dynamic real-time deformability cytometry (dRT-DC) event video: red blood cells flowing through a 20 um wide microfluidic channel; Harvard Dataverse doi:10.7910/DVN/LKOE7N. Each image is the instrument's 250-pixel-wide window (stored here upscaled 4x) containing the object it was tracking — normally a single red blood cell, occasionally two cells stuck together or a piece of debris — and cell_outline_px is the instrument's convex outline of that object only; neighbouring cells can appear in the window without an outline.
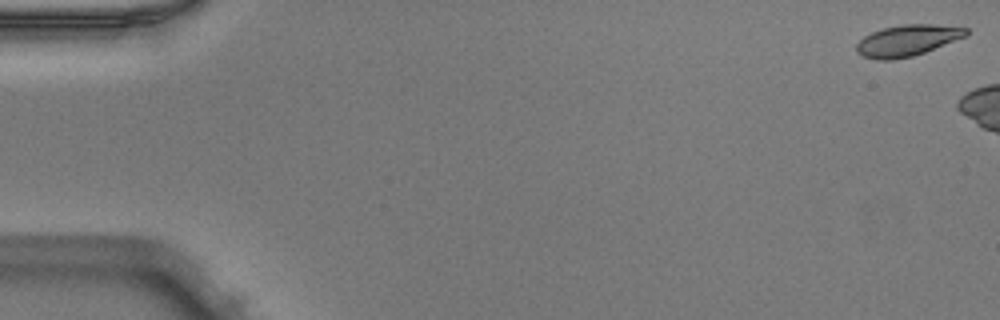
{"species": "Egyptian fruit bat (a non-hibernating species)", "species_latin": "Rousettus aegyptiacus", "temperature_condition": "warm", "stored_images_in_passage": 7, "camera_frame_rate_fps": 3000, "um_per_image_px": 0.085, "animal": {"sex": "male"}, "frame": {"image": 1, "passage_image": 1, "time_ms": 0.0, "image_size_px": [1000, 320], "cell_outline_px": [[968, 36], [924, 52], [912, 56], [892, 60], [876, 60], [864, 56], [856, 52], [856, 44], [864, 36], [872, 32], [884, 28], [900, 24], [932, 24], [968, 28]], "centroid_in_image_um": [77.12, 3.44], "position_along_channel_um": 7.9, "area_um2": 19.94}}